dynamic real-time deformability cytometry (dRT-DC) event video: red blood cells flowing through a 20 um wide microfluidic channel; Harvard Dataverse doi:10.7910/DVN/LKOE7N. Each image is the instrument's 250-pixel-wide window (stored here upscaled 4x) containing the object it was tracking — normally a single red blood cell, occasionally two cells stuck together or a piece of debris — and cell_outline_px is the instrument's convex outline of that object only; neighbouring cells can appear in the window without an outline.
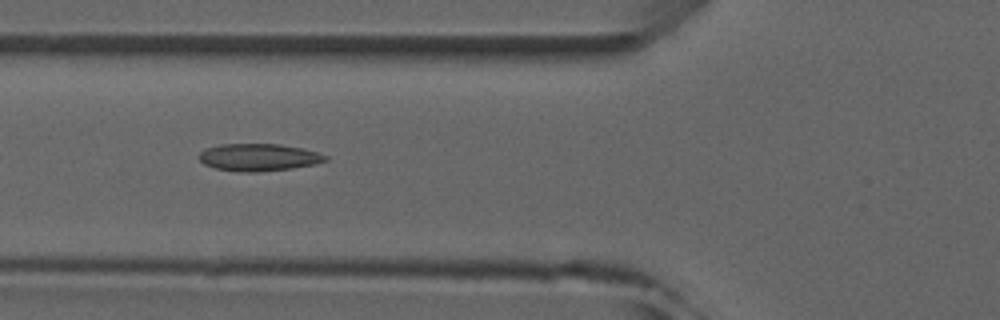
{"species": "common noctule bat (a hibernating species)", "species_latin": "Nyctalus noctula", "temperature_condition": "room temperature", "stored_images_in_passage": 2, "camera_frame_rate_fps": 3000, "um_per_image_px": 0.085, "animal": {"sex": "male", "forearm_length_mm": 52.5}, "frame": {"image": 1, "passage_image": 2, "time_ms": 1.0, "image_size_px": [1000, 320], "cell_outline_px": [[328, 160], [316, 164], [292, 168], [256, 172], [236, 172], [216, 168], [204, 164], [200, 160], [200, 152], [208, 148], [220, 144], [280, 144], [300, 148], [316, 152], [328, 156]], "centroid_in_image_um": [22.0, 13.38], "position_along_channel_um": 103.8, "area_um2": 20.0}}